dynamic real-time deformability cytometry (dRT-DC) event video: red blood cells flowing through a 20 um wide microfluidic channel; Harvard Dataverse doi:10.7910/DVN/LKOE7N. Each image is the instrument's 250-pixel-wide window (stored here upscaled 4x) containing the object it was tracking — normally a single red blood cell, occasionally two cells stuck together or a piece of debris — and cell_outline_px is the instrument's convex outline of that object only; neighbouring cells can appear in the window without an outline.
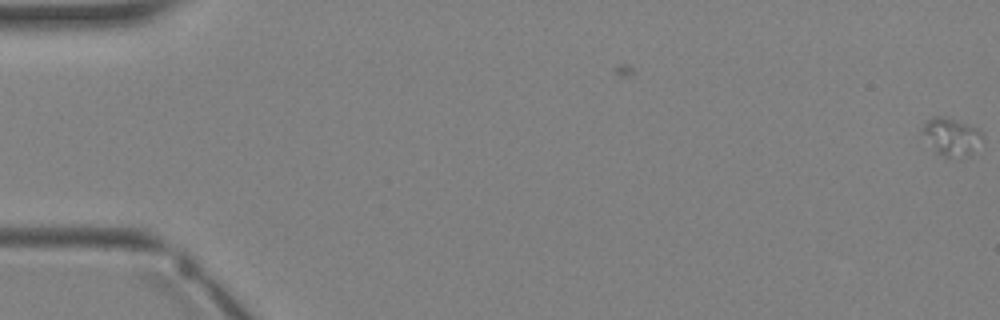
{"species": "Egyptian fruit bat (a non-hibernating species)", "species_latin": "Rousettus aegyptiacus", "temperature_condition": "warm", "stored_images_in_passage": 6, "camera_frame_rate_fps": 3000, "um_per_image_px": 0.085, "animal": {"sex": "female"}, "frame": {"image": 1, "passage_image": 1, "time_ms": 0.0, "image_size_px": [1000, 320], "cell_outline_px": [[984, 140], [968, 156], [944, 156], [936, 152], [920, 128], [924, 120], [932, 116], [944, 116], [956, 120], [976, 128], [984, 136]], "centroid_in_image_um": [80.86, 11.58], "position_along_channel_um": 4.1, "area_um2": 13.01}}